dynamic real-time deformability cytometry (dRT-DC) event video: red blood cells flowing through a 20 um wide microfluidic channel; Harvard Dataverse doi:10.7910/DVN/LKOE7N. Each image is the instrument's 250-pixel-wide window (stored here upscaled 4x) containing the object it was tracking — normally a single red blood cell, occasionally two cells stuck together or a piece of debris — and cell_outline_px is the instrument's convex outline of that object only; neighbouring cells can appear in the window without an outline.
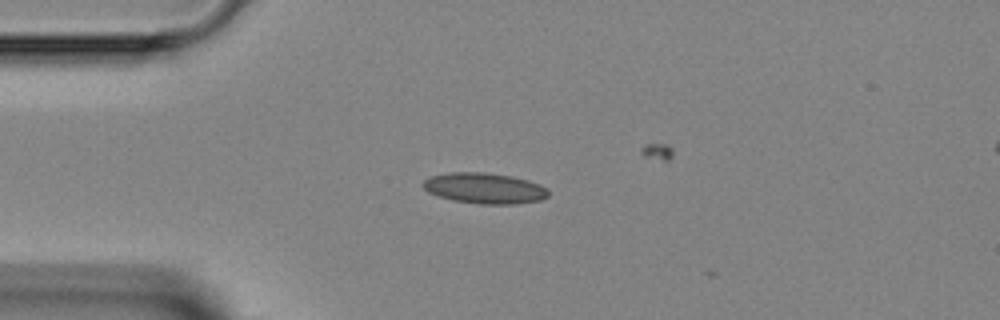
{"species": "Egyptian fruit bat (a non-hibernating species)", "species_latin": "Rousettus aegyptiacus", "temperature_condition": "room temperature", "stored_images_in_passage": 11, "camera_frame_rate_fps": 3000, "um_per_image_px": 0.085, "animal": {"sex": "female"}, "frame": {"image": 1, "passage_image": 2, "time_ms": 0.333, "image_size_px": [1000, 320], "cell_outline_px": [[548, 196], [540, 200], [516, 204], [480, 204], [452, 200], [428, 192], [420, 184], [424, 180], [432, 176], [448, 172], [484, 172], [512, 176], [528, 180], [540, 184], [548, 192]], "centroid_in_image_um": [41.17, 15.99], "position_along_channel_um": 43.8, "area_um2": 22.43}}
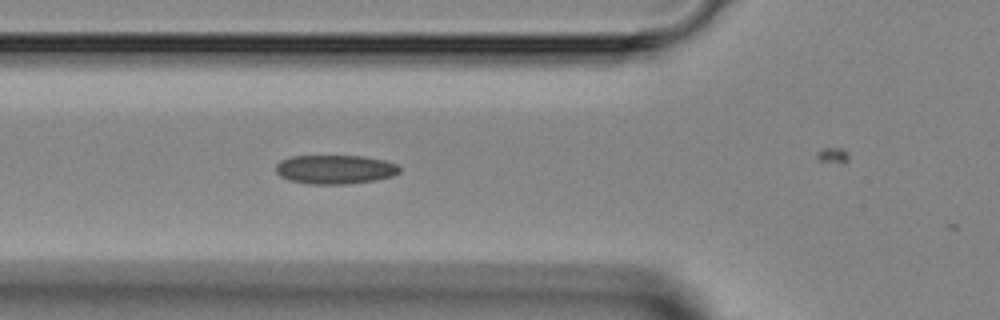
{"frame": {"image": 2, "passage_image": 7, "time_ms": 2.0, "image_size_px": [1000, 320], "cell_outline_px": [[400, 172], [392, 176], [376, 180], [348, 184], [308, 184], [288, 180], [280, 176], [276, 172], [276, 164], [280, 160], [292, 156], [364, 156], [384, 160], [396, 164], [400, 168]], "centroid_in_image_um": [28.47, 14.4], "position_along_channel_um": 97.3, "area_um2": 21.04}}
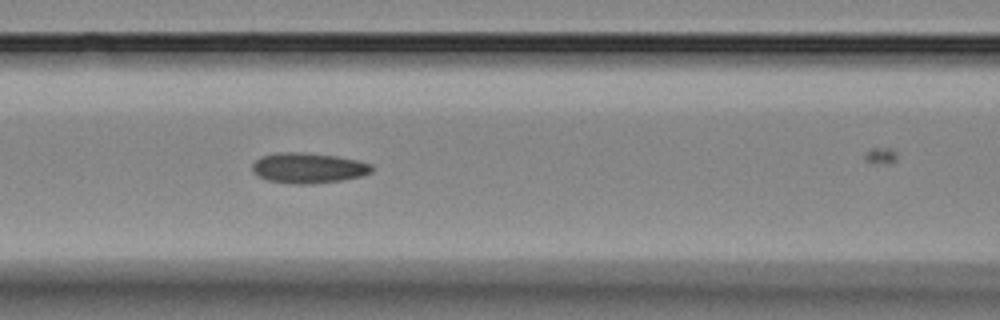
{"frame": {"image": 3, "passage_image": 10, "time_ms": 3.0, "image_size_px": [1000, 320], "cell_outline_px": [[372, 172], [360, 176], [344, 180], [308, 184], [292, 184], [268, 180], [252, 172], [252, 164], [260, 156], [276, 152], [304, 152], [336, 156], [356, 160], [372, 164]], "centroid_in_image_um": [26.18, 14.27], "position_along_channel_um": 140.4, "area_um2": 21.21}}